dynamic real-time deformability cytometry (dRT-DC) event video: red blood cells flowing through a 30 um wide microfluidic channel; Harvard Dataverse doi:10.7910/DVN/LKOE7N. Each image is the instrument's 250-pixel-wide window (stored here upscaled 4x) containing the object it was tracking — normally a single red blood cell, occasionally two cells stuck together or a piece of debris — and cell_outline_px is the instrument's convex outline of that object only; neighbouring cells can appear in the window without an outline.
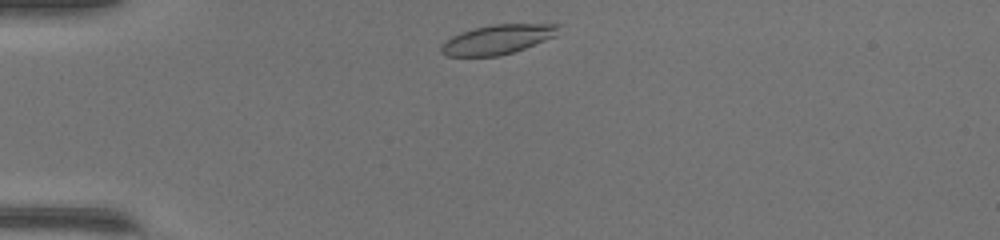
{"species": "common noctule bat (a hibernating species)", "species_latin": "Nyctalus noctula", "temperature_condition": "warm", "stored_images_in_passage": 38, "camera_frame_rate_fps": 3000, "um_per_image_px": 0.085, "animal": {"sex": "female", "body_mass_g": 17.0, "forearm_length_mm": 48.0}, "frame": {"image": 1, "passage_image": 2, "time_ms": 0.333, "image_size_px": [1000, 240], "cell_outline_px": [[560, 24], [556, 36], [524, 48], [500, 56], [448, 56], [440, 52], [440, 44], [452, 36], [476, 28], [492, 24]], "centroid_in_image_um": [42.28, 3.36], "position_along_channel_um": 42.7, "area_um2": 19.94}}
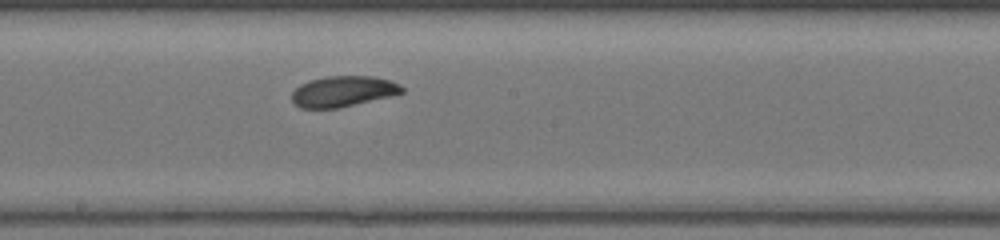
{"frame": {"image": 2, "passage_image": 17, "time_ms": 5.333, "image_size_px": [1000, 240], "cell_outline_px": [[404, 92], [388, 96], [336, 108], [300, 108], [292, 100], [292, 92], [300, 84], [324, 76], [372, 76], [388, 80], [400, 84], [404, 88]], "centroid_in_image_um": [29.14, 7.75], "position_along_channel_um": 219.1, "area_um2": 19.36}}
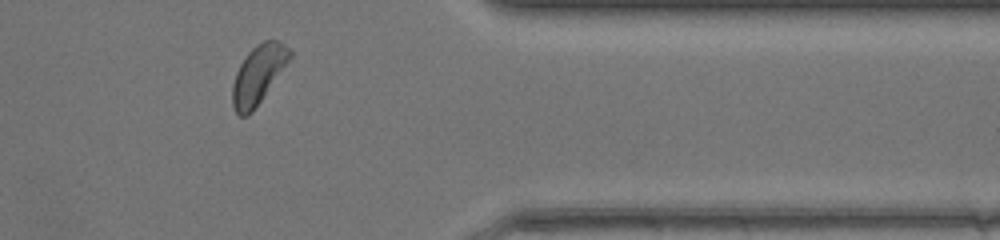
{"frame": {"image": 3, "passage_image": 30, "time_ms": 9.667, "image_size_px": [1000, 240], "cell_outline_px": [[292, 56], [252, 112], [248, 116], [240, 116], [236, 112], [232, 104], [232, 84], [236, 72], [240, 64], [248, 52], [256, 44], [264, 40], [276, 40], [284, 44], [292, 52]], "centroid_in_image_um": [21.93, 6.33], "position_along_channel_um": 389.5, "area_um2": 19.25}, "authors_computed_cell_mechanics": {"area_um2": 20.2011, "velocity_mm_per_s": 4.2536, "shape_relaxation_time_tau1_ms": 2.5898, "shape_relaxation_time_tau2_ms": 9.139, "deformation_change_tau1": 0.1128, "deformation_change_tau2": 0.1465}}